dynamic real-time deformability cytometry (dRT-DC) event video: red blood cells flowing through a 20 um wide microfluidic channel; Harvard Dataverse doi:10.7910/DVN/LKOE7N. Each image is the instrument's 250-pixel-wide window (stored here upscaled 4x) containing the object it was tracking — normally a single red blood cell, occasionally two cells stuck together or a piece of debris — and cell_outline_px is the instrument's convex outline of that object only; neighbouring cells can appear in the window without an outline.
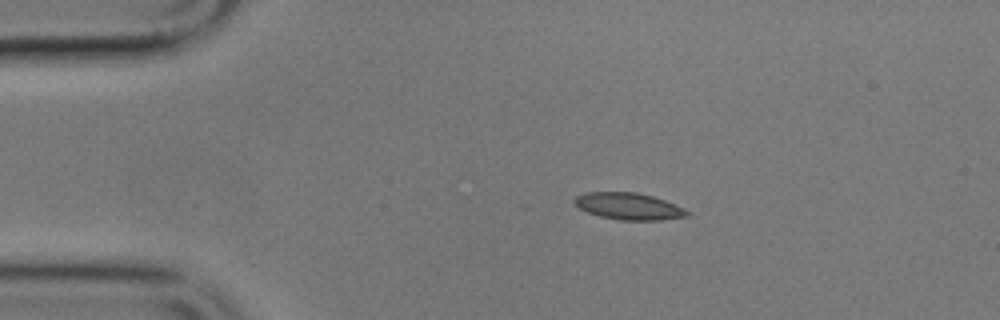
{"species": "common noctule bat (a hibernating species)", "species_latin": "Nyctalus noctula", "temperature_condition": "cold", "stored_images_in_passage": 10, "camera_frame_rate_fps": 3000, "um_per_image_px": 0.085, "animal": {"sex": "male", "body_mass_g": 17.9}, "frame": {"image": 1, "passage_image": 3, "time_ms": 2.333, "image_size_px": [1000, 320], "cell_outline_px": [[692, 212], [688, 216], [660, 220], [620, 220], [600, 216], [588, 212], [572, 204], [572, 200], [576, 196], [584, 192], [636, 192], [652, 196], [664, 200], [684, 208]], "centroid_in_image_um": [53.42, 17.53], "position_along_channel_um": 31.6, "area_um2": 17.69}}
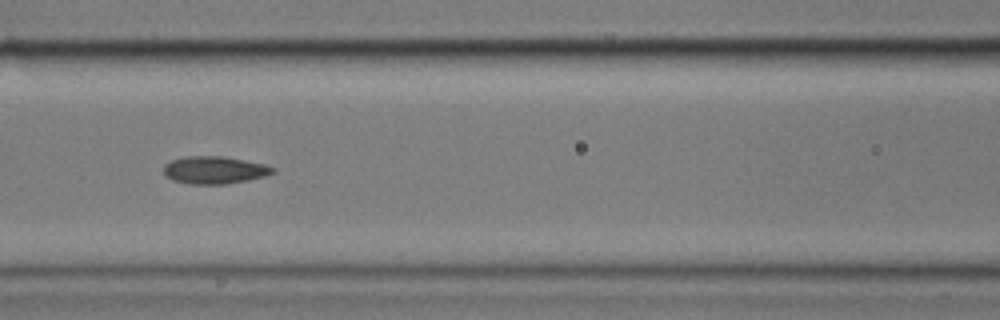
{"frame": {"image": 2, "passage_image": 7, "time_ms": 7.0, "image_size_px": [1000, 320], "cell_outline_px": [[276, 172], [264, 176], [248, 180], [228, 184], [188, 184], [172, 180], [164, 176], [164, 164], [172, 160], [188, 156], [220, 156], [264, 164], [276, 168]], "centroid_in_image_um": [18.21, 14.47], "position_along_channel_um": 148.4, "area_um2": 17.51}}
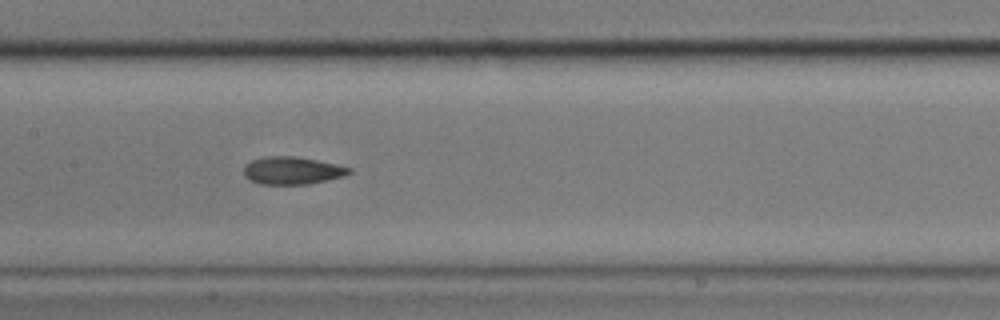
{"frame": {"image": 3, "passage_image": 8, "time_ms": 8.0, "image_size_px": [1000, 320], "cell_outline_px": [[352, 172], [344, 176], [328, 180], [308, 184], [260, 184], [248, 180], [244, 176], [244, 164], [252, 160], [264, 156], [296, 156], [336, 164], [352, 168]], "centroid_in_image_um": [24.82, 14.49], "position_along_channel_um": 182.6, "area_um2": 17.11}}